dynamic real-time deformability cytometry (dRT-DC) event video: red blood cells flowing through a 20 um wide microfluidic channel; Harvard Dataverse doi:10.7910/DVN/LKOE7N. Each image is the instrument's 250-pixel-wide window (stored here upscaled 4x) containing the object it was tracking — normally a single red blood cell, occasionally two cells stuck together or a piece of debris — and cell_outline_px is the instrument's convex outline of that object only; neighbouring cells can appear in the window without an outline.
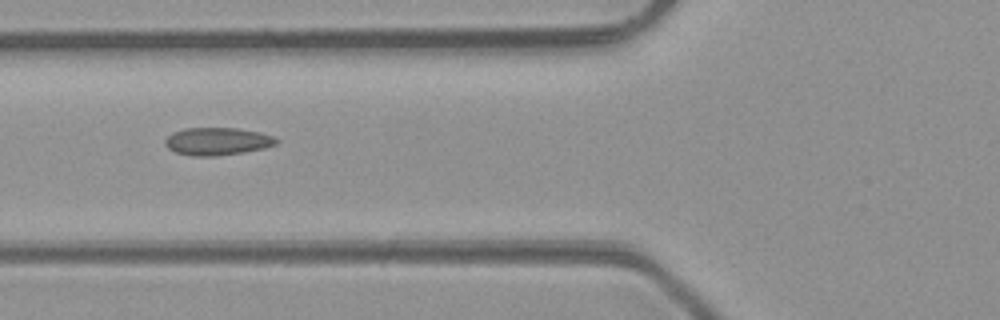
{"species": "common noctule bat (a hibernating species)", "species_latin": "Nyctalus noctula", "temperature_condition": "room temperature", "stored_images_in_passage": 6, "camera_frame_rate_fps": 3000, "um_per_image_px": 0.085, "animal": {"sex": "male", "body_mass_g": 23.1, "forearm_length_mm": 52.7}, "frame": {"image": 1, "passage_image": 5, "time_ms": 4.667, "image_size_px": [1000, 320], "cell_outline_px": [[280, 140], [276, 144], [264, 148], [244, 152], [216, 156], [192, 156], [176, 152], [168, 148], [164, 144], [164, 140], [172, 132], [184, 128], [240, 128], [260, 132], [272, 136]], "centroid_in_image_um": [18.47, 12.01], "position_along_channel_um": 107.3, "area_um2": 18.03}}
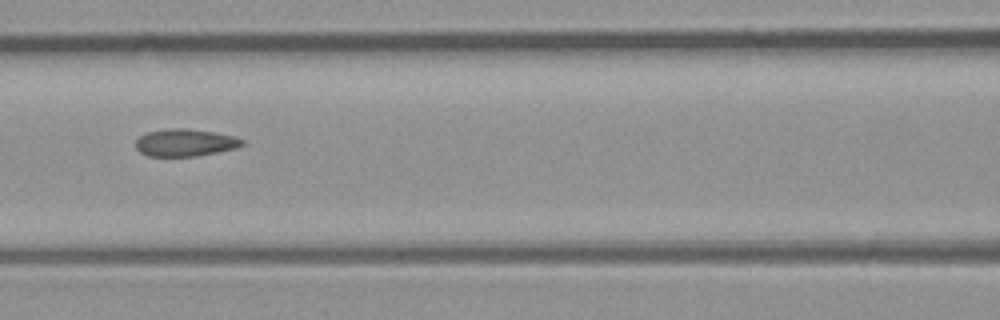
{"frame": {"image": 2, "passage_image": 6, "time_ms": 5.667, "image_size_px": [1000, 320], "cell_outline_px": [[244, 144], [236, 148], [196, 156], [148, 156], [140, 152], [136, 148], [136, 140], [140, 136], [148, 132], [168, 128], [184, 128], [212, 132], [232, 136], [244, 140]], "centroid_in_image_um": [15.71, 12.12], "position_along_channel_um": 150.9, "area_um2": 16.76}}